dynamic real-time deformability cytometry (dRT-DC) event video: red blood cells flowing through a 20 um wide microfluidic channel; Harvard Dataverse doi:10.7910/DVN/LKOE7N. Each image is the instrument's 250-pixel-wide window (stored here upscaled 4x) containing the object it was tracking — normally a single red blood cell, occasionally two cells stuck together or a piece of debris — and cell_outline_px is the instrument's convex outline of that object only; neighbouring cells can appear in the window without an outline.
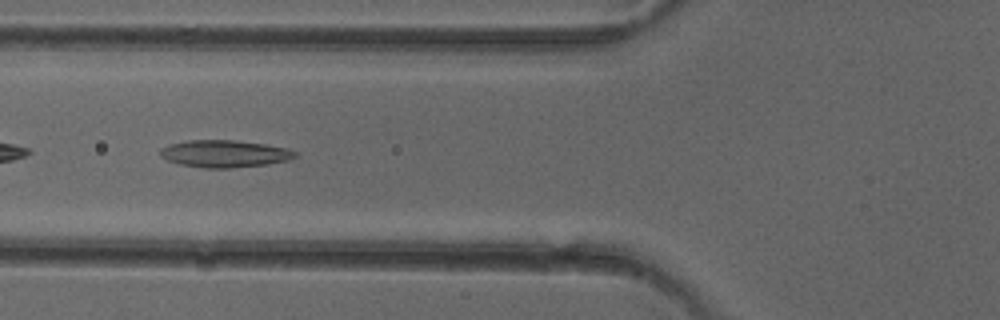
{"species": "common noctule bat (a hibernating species)", "species_latin": "Nyctalus noctula", "temperature_condition": "cold", "stored_images_in_passage": 6, "camera_frame_rate_fps": 3000, "um_per_image_px": 0.085, "animal": {"sex": "female"}, "frame": {"image": 1, "passage_image": 6, "time_ms": 5.667, "image_size_px": [1000, 320], "cell_outline_px": [[296, 156], [288, 160], [268, 164], [228, 168], [204, 168], [180, 164], [168, 160], [160, 156], [160, 148], [168, 144], [188, 140], [236, 140], [264, 144], [288, 148], [296, 152]], "centroid_in_image_um": [19.07, 13.06], "position_along_channel_um": 106.7, "area_um2": 21.39}}